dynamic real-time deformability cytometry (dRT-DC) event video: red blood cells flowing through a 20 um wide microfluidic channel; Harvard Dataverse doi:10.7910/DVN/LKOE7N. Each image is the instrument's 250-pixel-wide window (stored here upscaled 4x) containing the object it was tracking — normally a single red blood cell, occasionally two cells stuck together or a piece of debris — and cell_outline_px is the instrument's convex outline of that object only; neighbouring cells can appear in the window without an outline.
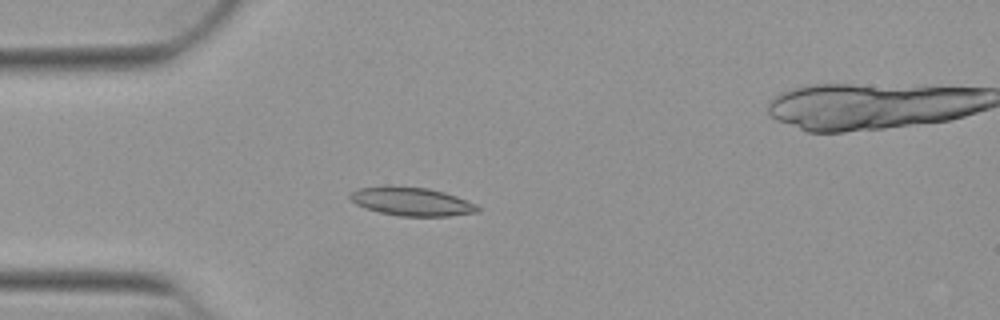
{"species": "Egyptian fruit bat (a non-hibernating species)", "species_latin": "Rousettus aegyptiacus", "temperature_condition": "warm", "stored_images_in_passage": 46, "camera_frame_rate_fps": 3000, "um_per_image_px": 0.085, "animal": {"sex": "female"}, "frame": {"image": 1, "passage_image": 8, "time_ms": 2.333, "image_size_px": [1000, 320], "cell_outline_px": [[480, 212], [448, 216], [400, 216], [380, 212], [364, 208], [356, 204], [348, 196], [352, 192], [360, 188], [428, 188], [444, 192], [456, 196], [476, 204], [480, 208]], "centroid_in_image_um": [35.06, 17.17], "position_along_channel_um": 49.9, "area_um2": 20.46}}
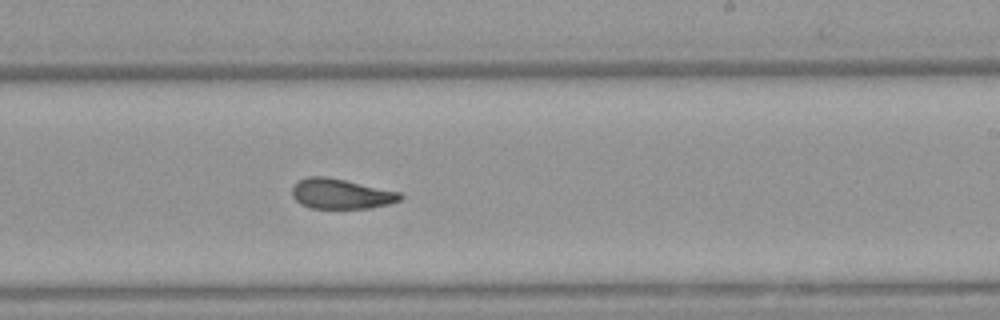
{"frame": {"image": 2, "passage_image": 25, "time_ms": 8.0, "image_size_px": [1000, 320], "cell_outline_px": [[404, 196], [400, 200], [388, 204], [368, 208], [308, 208], [300, 204], [292, 196], [292, 184], [296, 180], [308, 176], [328, 176], [400, 192]], "centroid_in_image_um": [28.93, 16.46], "position_along_channel_um": 260.1, "area_um2": 19.19}}
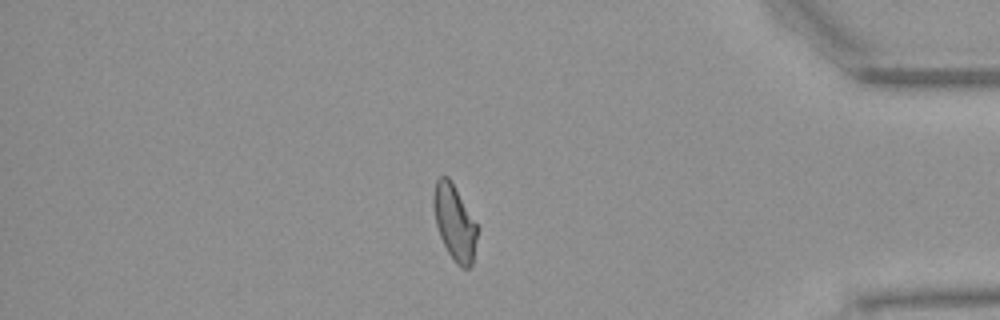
{"frame": {"image": 3, "passage_image": 38, "time_ms": 12.333, "image_size_px": [1000, 320], "cell_outline_px": [[476, 240], [472, 268], [464, 268], [456, 264], [448, 252], [440, 236], [436, 224], [432, 204], [432, 196], [436, 180], [440, 176], [448, 176], [476, 224]], "centroid_in_image_um": [38.6, 18.93], "position_along_channel_um": 396.6, "area_um2": 18.84}}